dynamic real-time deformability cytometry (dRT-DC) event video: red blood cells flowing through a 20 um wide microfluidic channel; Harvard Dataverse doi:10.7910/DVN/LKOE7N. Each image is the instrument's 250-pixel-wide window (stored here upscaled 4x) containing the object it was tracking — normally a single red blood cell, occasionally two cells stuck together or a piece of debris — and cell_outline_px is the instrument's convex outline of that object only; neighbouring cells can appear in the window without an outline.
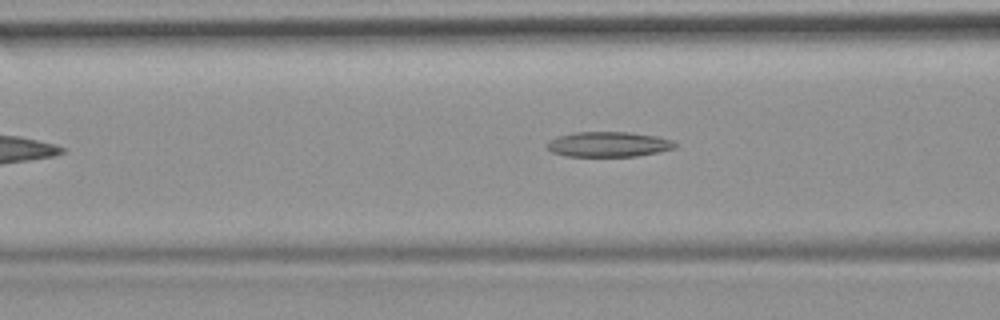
{"species": "common noctule bat (a hibernating species)", "species_latin": "Nyctalus noctula", "temperature_condition": "room temperature", "stored_images_in_passage": 42, "camera_frame_rate_fps": 3000, "um_per_image_px": 0.085, "animal": {"sex": "female", "body_mass_g": 19.9}, "frame": {"image": 1, "passage_image": 13, "time_ms": 4.0, "image_size_px": [1000, 320], "cell_outline_px": [[676, 148], [660, 152], [636, 156], [568, 156], [552, 152], [548, 148], [548, 140], [556, 136], [572, 132], [628, 132], [656, 136], [672, 140], [676, 144]], "centroid_in_image_um": [51.72, 12.26], "position_along_channel_um": 114.9, "area_um2": 18.79}}
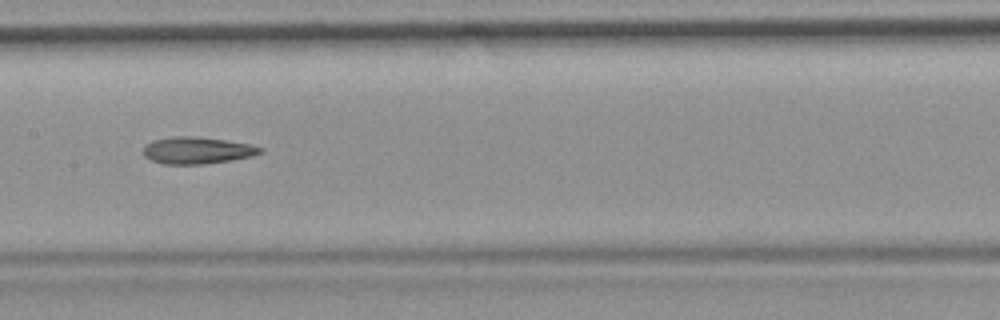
{"frame": {"image": 2, "passage_image": 19, "time_ms": 6.0, "image_size_px": [1000, 320], "cell_outline_px": [[264, 152], [252, 156], [204, 164], [164, 164], [152, 160], [144, 156], [144, 148], [152, 140], [172, 136], [196, 136], [252, 144], [264, 148]], "centroid_in_image_um": [16.79, 12.77], "position_along_channel_um": 190.6, "area_um2": 18.26}, "authors_computed_cell_mechanics": {"area_um2": 18.3804, "velocity_mm_per_s": 3.7931, "shape_relaxation_time_tau1_ms": null, "shape_relaxation_time_tau2_ms": 4.7438, "deformation_change_tau1": null, "deformation_change_tau2": 0.1445}}